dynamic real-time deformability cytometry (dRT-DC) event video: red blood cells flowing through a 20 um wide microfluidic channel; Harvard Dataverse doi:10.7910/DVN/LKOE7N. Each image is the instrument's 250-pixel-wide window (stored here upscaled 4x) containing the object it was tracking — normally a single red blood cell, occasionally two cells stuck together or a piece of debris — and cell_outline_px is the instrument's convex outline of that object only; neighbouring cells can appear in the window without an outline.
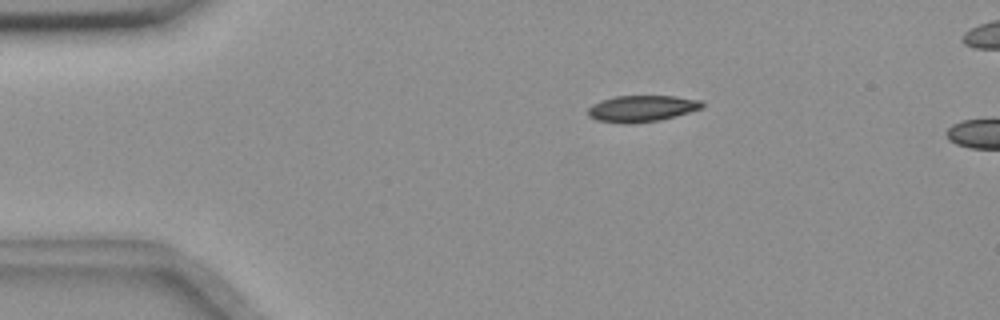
{"species": "common noctule bat (a hibernating species)", "species_latin": "Nyctalus noctula", "temperature_condition": "room temperature", "stored_images_in_passage": 8, "camera_frame_rate_fps": 3000, "um_per_image_px": 0.085, "animal": {"sex": "female", "body_mass_g": 18.4}, "frame": {"image": 1, "passage_image": 2, "time_ms": 0.333, "image_size_px": [1000, 320], "cell_outline_px": [[704, 108], [676, 116], [660, 120], [628, 124], [624, 124], [596, 120], [588, 116], [588, 108], [592, 104], [600, 100], [616, 96], [676, 96], [700, 100], [704, 104]], "centroid_in_image_um": [54.55, 9.23], "position_along_channel_um": 30.5, "area_um2": 17.74}}